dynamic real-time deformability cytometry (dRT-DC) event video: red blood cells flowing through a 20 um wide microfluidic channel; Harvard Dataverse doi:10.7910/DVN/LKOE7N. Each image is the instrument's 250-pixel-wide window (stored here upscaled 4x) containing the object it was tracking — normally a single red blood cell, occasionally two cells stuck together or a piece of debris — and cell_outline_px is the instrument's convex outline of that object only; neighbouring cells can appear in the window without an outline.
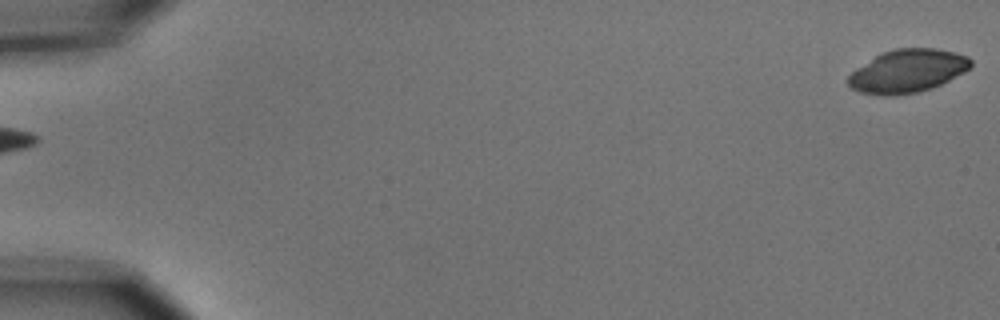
{"species": "common noctule bat (a hibernating species)", "species_latin": "Nyctalus noctula", "temperature_condition": "cold", "stored_images_in_passage": 6, "segment_of_instrument_passage": [2, 2], "camera_frame_rate_fps": 3000, "um_per_image_px": 0.085, "animal": {"sex": "male", "body_mass_g": 15.6}, "frame": {"image": 1, "passage_image": 6, "time_ms": 6.0, "image_size_px": [1000, 320], "cell_outline_px": [[972, 64], [964, 72], [932, 88], [916, 92], [896, 96], [884, 96], [860, 92], [852, 88], [848, 84], [848, 76], [856, 68], [880, 52], [896, 48], [936, 48], [956, 52], [968, 56], [972, 60]], "centroid_in_image_um": [77.13, 6.03], "position_along_channel_um": 7.9, "area_um2": 30.92}}